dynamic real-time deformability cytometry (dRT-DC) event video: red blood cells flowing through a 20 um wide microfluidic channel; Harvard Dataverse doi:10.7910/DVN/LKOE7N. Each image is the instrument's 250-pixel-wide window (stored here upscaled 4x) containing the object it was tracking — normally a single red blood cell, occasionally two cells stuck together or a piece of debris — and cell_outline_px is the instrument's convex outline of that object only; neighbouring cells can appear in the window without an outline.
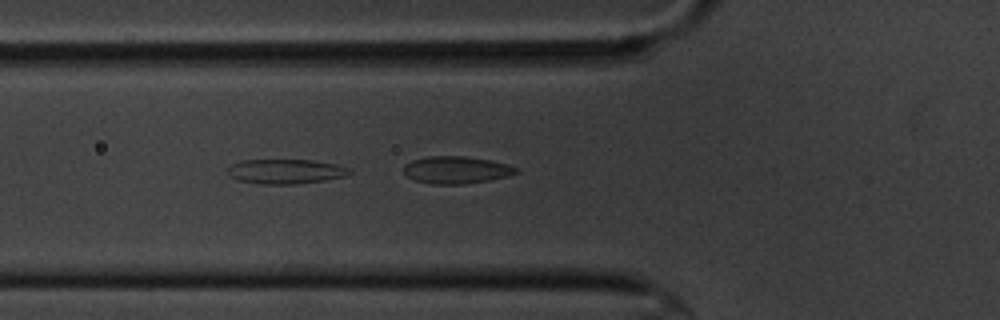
{"species": "common noctule bat (a hibernating species)", "species_latin": "Nyctalus noctula", "temperature_condition": "cold", "stored_images_in_passage": 26, "camera_frame_rate_fps": 3000, "um_per_image_px": 0.085, "animal": {"sex": "male", "body_mass_g": 20.1, "forearm_length_mm": 53.5}, "frame": {"image": 1, "passage_image": 8, "time_ms": 2.333, "image_size_px": [1000, 320], "cell_outline_px": [[352, 172], [344, 176], [324, 180], [296, 184], [260, 184], [236, 180], [228, 176], [224, 172], [228, 164], [240, 160], [312, 160], [336, 164], [348, 168]], "centroid_in_image_um": [24.15, 14.57], "position_along_channel_um": 101.7, "area_um2": 17.8}}
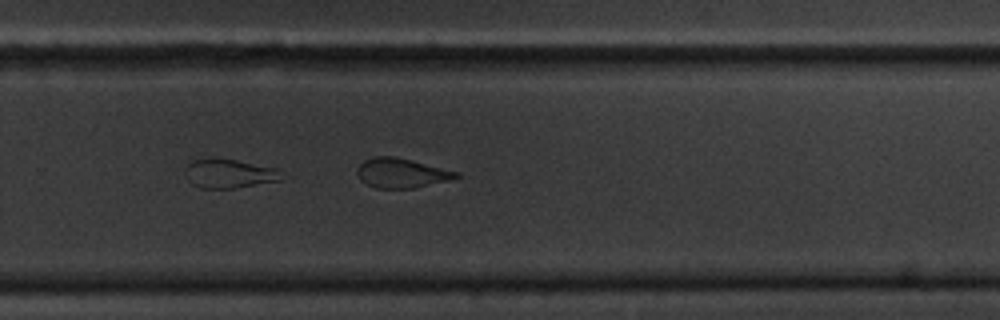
{"frame": {"image": 2, "passage_image": 26, "time_ms": 8.333, "image_size_px": [1000, 320], "cell_outline_px": [[460, 176], [448, 180], [416, 188], [376, 188], [360, 180], [356, 172], [356, 168], [364, 160], [372, 156], [392, 156], [412, 160], [460, 172]], "centroid_in_image_um": [34.1, 14.7], "position_along_channel_um": 295.7, "area_um2": 17.11}}